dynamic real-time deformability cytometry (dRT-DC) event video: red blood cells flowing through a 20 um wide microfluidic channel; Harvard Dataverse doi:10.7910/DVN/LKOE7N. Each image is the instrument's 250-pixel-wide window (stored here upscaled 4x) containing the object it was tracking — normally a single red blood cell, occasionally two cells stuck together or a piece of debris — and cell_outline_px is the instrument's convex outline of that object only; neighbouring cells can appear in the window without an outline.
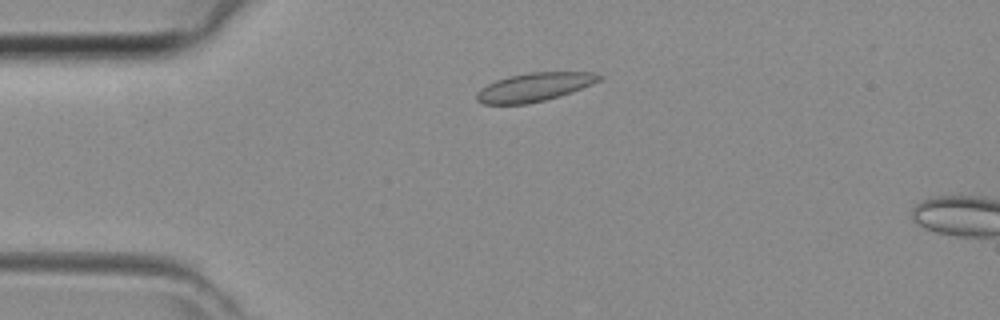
{"species": "common noctule bat (a hibernating species)", "species_latin": "Nyctalus noctula", "temperature_condition": "room temperature", "stored_images_in_passage": 6, "camera_frame_rate_fps": 3000, "um_per_image_px": 0.085, "animal": {"sex": "female", "body_mass_g": 29.2, "forearm_length_mm": 56.3}, "frame": {"image": 1, "passage_image": 4, "time_ms": 1.0, "image_size_px": [1000, 320], "cell_outline_px": [[604, 76], [600, 80], [560, 96], [528, 104], [484, 104], [476, 100], [476, 92], [488, 84], [496, 80], [508, 76], [528, 72], [592, 72]], "centroid_in_image_um": [45.39, 7.4], "position_along_channel_um": 39.6, "area_um2": 20.23}}